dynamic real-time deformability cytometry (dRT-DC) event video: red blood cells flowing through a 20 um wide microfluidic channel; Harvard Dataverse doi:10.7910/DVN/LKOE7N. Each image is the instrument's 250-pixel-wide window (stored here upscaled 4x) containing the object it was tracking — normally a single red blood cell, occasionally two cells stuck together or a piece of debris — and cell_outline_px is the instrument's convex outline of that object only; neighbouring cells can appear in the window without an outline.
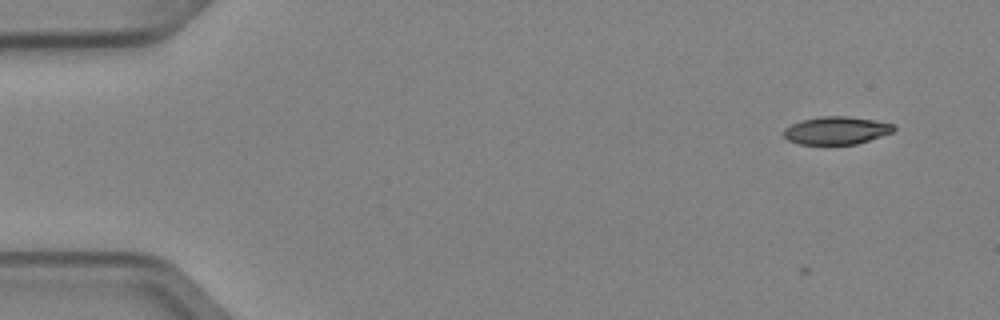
{"species": "Egyptian fruit bat (a non-hibernating species)", "species_latin": "Rousettus aegyptiacus", "temperature_condition": "cold", "stored_images_in_passage": 4, "camera_frame_rate_fps": 3000, "um_per_image_px": 0.085, "animal": {"sex": "female"}, "frame": {"image": 1, "passage_image": 1, "time_ms": 0.0, "image_size_px": [1000, 320], "cell_outline_px": [[896, 128], [892, 132], [856, 144], [800, 144], [788, 140], [784, 136], [784, 128], [792, 124], [804, 120], [820, 116], [848, 116], [896, 124]], "centroid_in_image_um": [71.1, 11.08], "position_along_channel_um": 13.9, "area_um2": 17.63}}